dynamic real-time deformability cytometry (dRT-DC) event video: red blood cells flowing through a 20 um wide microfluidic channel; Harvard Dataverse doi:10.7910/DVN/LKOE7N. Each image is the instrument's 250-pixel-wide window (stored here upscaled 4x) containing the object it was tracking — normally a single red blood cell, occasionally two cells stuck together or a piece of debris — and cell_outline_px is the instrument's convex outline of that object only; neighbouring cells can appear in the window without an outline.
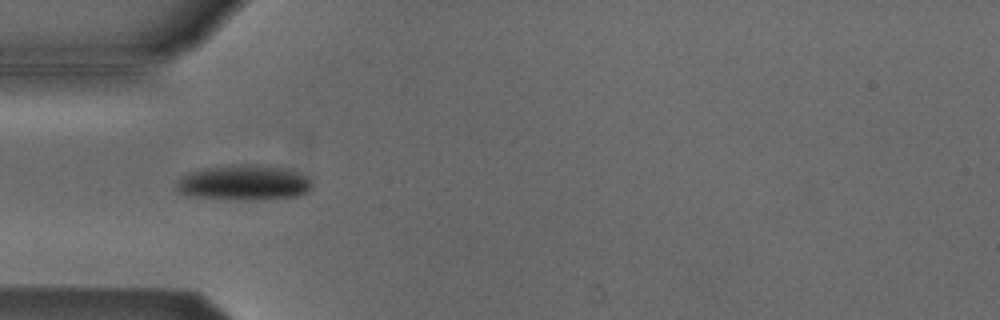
{"species": "Egyptian fruit bat (a non-hibernating species)", "species_latin": "Rousettus aegyptiacus", "temperature_condition": "cold", "stored_images_in_passage": 6, "camera_frame_rate_fps": 3000, "um_per_image_px": 0.085, "animal": {"sex": "male"}, "frame": {"image": 1, "passage_image": 4, "time_ms": 1.0, "image_size_px": [1000, 320], "cell_outline_px": [[312, 188], [308, 192], [296, 196], [256, 200], [188, 196], [180, 192], [176, 188], [176, 180], [180, 176], [204, 168], [232, 164], [248, 164], [288, 168], [308, 176], [312, 180]], "centroid_in_image_um": [20.76, 15.51], "position_along_channel_um": 64.2, "area_um2": 28.03}}
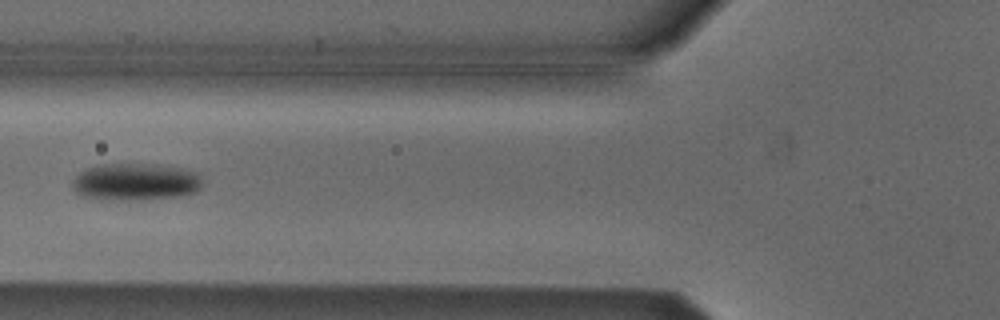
{"frame": {"image": 2, "passage_image": 5, "time_ms": 1.333, "image_size_px": [1000, 320], "cell_outline_px": [[200, 188], [196, 192], [180, 196], [132, 200], [120, 200], [84, 196], [76, 192], [72, 188], [72, 180], [80, 172], [96, 164], [160, 164], [180, 168], [196, 172], [200, 176]], "centroid_in_image_um": [11.51, 15.44], "position_along_channel_um": 114.3, "area_um2": 28.03}}
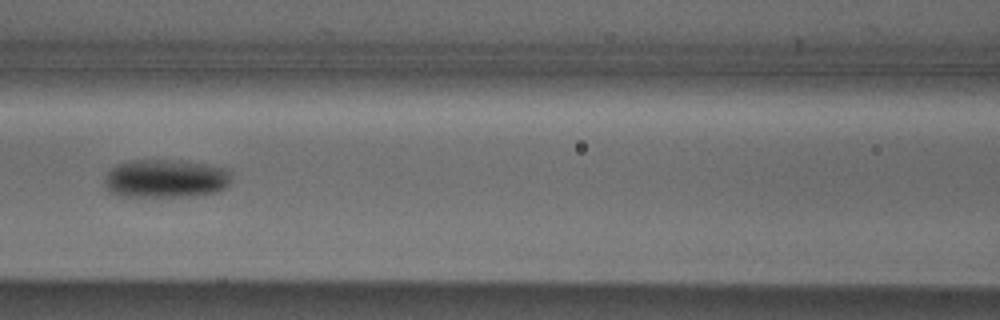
{"frame": {"image": 3, "passage_image": 6, "time_ms": 1.667, "image_size_px": [1000, 320], "cell_outline_px": [[232, 176], [228, 184], [224, 188], [216, 192], [188, 196], [120, 196], [108, 192], [104, 184], [104, 176], [116, 164], [128, 160], [184, 160], [208, 164], [228, 168], [232, 172]], "centroid_in_image_um": [14.08, 15.16], "position_along_channel_um": 152.5, "area_um2": 28.84}}